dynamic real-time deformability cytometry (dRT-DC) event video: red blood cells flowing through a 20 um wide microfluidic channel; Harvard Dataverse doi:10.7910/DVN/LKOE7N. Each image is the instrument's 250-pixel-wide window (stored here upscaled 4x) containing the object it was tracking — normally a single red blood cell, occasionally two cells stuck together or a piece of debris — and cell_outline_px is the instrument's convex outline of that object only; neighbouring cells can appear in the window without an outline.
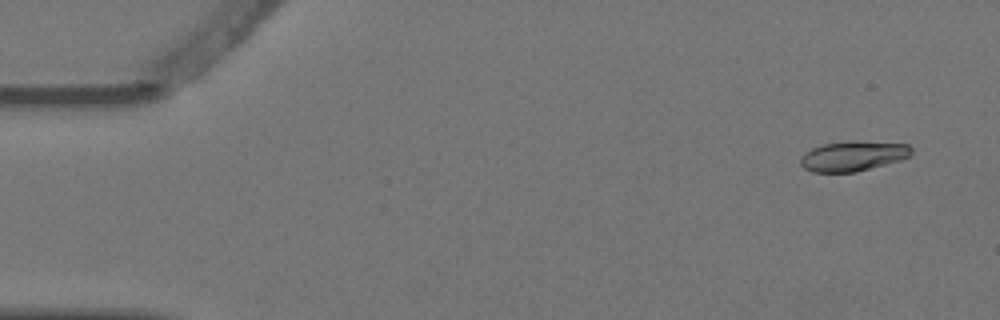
{"species": "Egyptian fruit bat (a non-hibernating species)", "species_latin": "Rousettus aegyptiacus", "temperature_condition": "warm", "stored_images_in_passage": 7, "camera_frame_rate_fps": 3000, "um_per_image_px": 0.085, "animal": {"sex": "female"}, "frame": {"image": 1, "passage_image": 1, "time_ms": 0.0, "image_size_px": [1000, 320], "cell_outline_px": [[912, 152], [908, 156], [900, 160], [856, 172], [812, 172], [804, 168], [800, 164], [800, 156], [804, 152], [812, 148], [824, 144], [908, 144], [912, 148]], "centroid_in_image_um": [72.43, 13.33], "position_along_channel_um": 12.6, "area_um2": 18.26}}
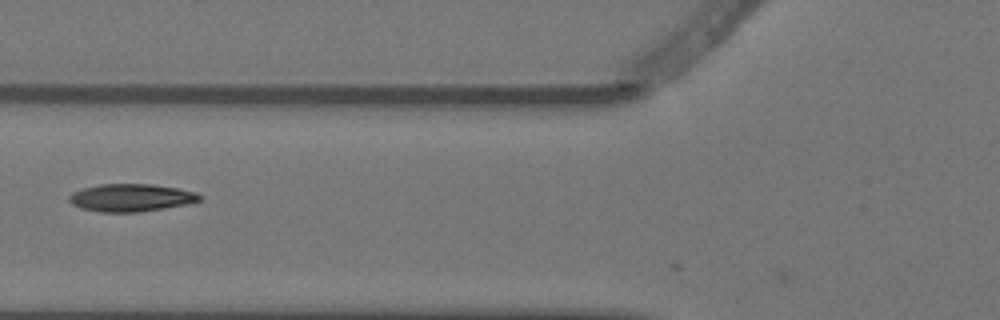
{"frame": {"image": 2, "passage_image": 6, "time_ms": 1.667, "image_size_px": [1000, 320], "cell_outline_px": [[200, 200], [184, 204], [164, 208], [136, 212], [100, 212], [80, 208], [72, 204], [68, 200], [68, 196], [72, 192], [84, 188], [100, 184], [152, 184], [176, 188], [196, 192], [200, 196]], "centroid_in_image_um": [11.07, 16.8], "position_along_channel_um": 114.7, "area_um2": 20.81}}
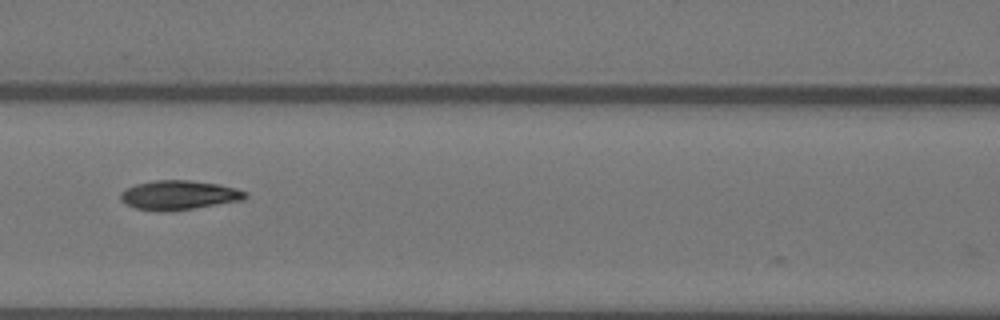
{"frame": {"image": 3, "passage_image": 7, "time_ms": 2.0, "image_size_px": [1000, 320], "cell_outline_px": [[248, 196], [244, 200], [192, 208], [164, 212], [136, 208], [120, 200], [120, 192], [124, 188], [136, 184], [156, 180], [188, 180], [216, 184], [236, 188], [244, 192]], "centroid_in_image_um": [15.17, 16.58], "position_along_channel_um": 151.4, "area_um2": 21.1}}